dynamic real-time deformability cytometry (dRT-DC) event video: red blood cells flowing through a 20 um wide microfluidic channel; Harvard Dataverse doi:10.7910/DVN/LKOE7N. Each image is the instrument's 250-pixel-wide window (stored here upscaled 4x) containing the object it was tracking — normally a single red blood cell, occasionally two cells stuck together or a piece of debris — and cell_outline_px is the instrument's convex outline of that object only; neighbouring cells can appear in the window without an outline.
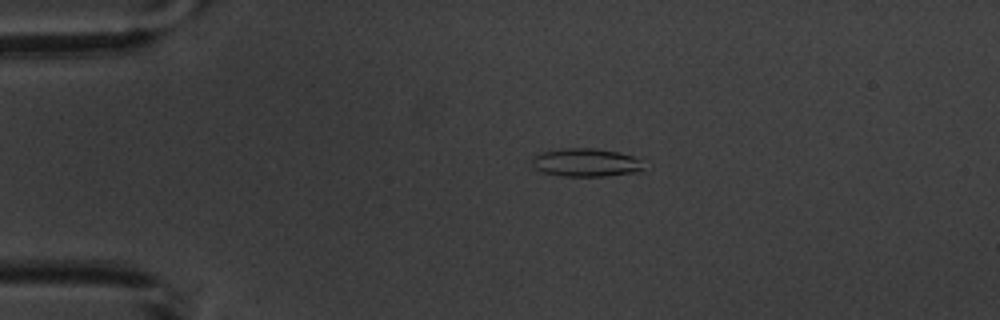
{"species": "common noctule bat (a hibernating species)", "species_latin": "Nyctalus noctula", "temperature_condition": "warm", "stored_images_in_passage": 13, "camera_frame_rate_fps": 3000, "um_per_image_px": 0.085, "animal": {"sex": "male", "body_mass_g": 20.1, "forearm_length_mm": 53.5}, "frame": {"image": 1, "passage_image": 3, "time_ms": 2.333, "image_size_px": [1000, 320], "cell_outline_px": [[640, 172], [604, 176], [560, 176], [544, 172], [536, 168], [532, 164], [532, 156], [540, 152], [564, 148], [596, 148], [620, 152], [632, 156], [640, 160]], "centroid_in_image_um": [49.76, 13.8], "position_along_channel_um": 35.2, "area_um2": 18.32}}
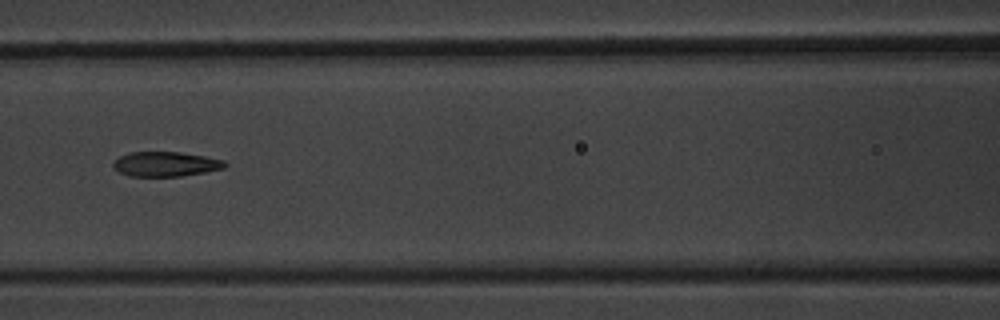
{"frame": {"image": 2, "passage_image": 6, "time_ms": 6.667, "image_size_px": [1000, 320], "cell_outline_px": [[228, 164], [224, 168], [204, 172], [180, 176], [128, 176], [120, 172], [112, 164], [120, 156], [128, 152], [180, 152], [204, 156], [224, 160]], "centroid_in_image_um": [14.09, 13.94], "position_along_channel_um": 152.5, "area_um2": 15.95}}
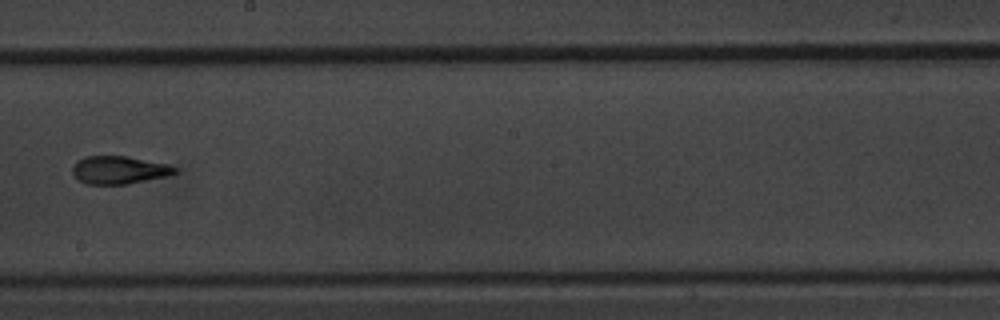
{"frame": {"image": 3, "passage_image": 8, "time_ms": 9.0, "image_size_px": [1000, 320], "cell_outline_px": [[176, 172], [168, 176], [128, 184], [88, 184], [80, 180], [72, 172], [72, 164], [76, 160], [84, 156], [128, 156], [168, 164], [176, 168]], "centroid_in_image_um": [10.11, 14.44], "position_along_channel_um": 238.1, "area_um2": 16.7}, "authors_computed_cell_mechanics": {"area_um2": 16.762, "velocity_mm_per_s": 3.668, "shape_relaxation_time_tau1_ms": 5.9859, "shape_relaxation_time_tau2_ms": 1.7645, "deformation_change_tau1": 0.1827, "deformation_change_tau2": 0.0861}}